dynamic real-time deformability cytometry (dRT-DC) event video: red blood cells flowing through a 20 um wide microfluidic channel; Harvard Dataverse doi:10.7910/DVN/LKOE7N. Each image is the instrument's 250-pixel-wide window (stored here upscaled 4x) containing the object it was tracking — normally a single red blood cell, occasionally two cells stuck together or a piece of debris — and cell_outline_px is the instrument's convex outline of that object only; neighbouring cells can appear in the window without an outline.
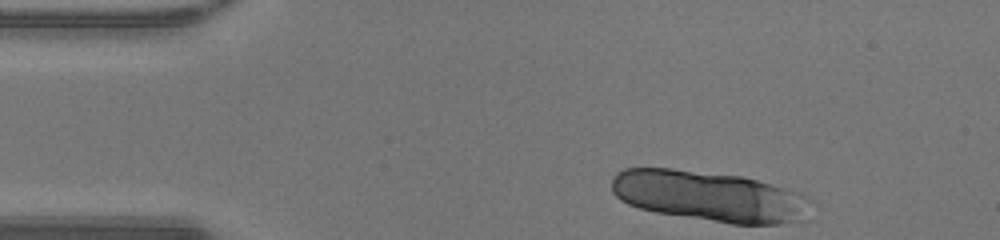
{"species": "human", "species_latin": "Homo sapiens", "temperature_condition": "warm", "stored_images_in_passage": 35, "segment_of_instrument_passage": [1, 2], "camera_frame_rate_fps": 3000, "um_per_image_px": 0.085, "donor": {"sex": "male"}, "frame": {"image": 1, "passage_image": 1, "time_ms": 0.0, "image_size_px": [1000, 240], "cell_outline_px": [[816, 204], [808, 220], [780, 224], [732, 224], [656, 212], [640, 208], [628, 204], [620, 200], [612, 192], [612, 180], [616, 172], [624, 168], [672, 168], [744, 176], [804, 192]], "centroid_in_image_um": [60.45, 16.68], "position_along_channel_um": 24.5, "area_um2": 60.11}}